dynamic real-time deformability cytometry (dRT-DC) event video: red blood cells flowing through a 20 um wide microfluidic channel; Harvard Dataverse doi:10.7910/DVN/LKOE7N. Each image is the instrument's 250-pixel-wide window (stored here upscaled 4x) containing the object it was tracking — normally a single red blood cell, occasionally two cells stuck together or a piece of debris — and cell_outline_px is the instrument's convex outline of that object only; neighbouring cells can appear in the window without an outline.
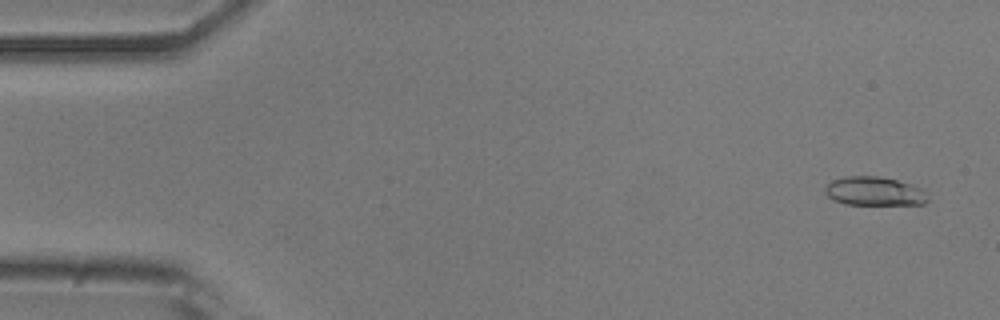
{"species": "common noctule bat (a hibernating species)", "species_latin": "Nyctalus noctula", "temperature_condition": "room temperature", "stored_images_in_passage": 47, "camera_frame_rate_fps": 3000, "um_per_image_px": 0.085, "animal": {"sex": "male", "body_mass_g": 20.5, "forearm_length_mm": 52.5}, "frame": {"image": 1, "passage_image": 3, "time_ms": 0.667, "image_size_px": [1000, 320], "cell_outline_px": [[928, 200], [924, 204], [844, 204], [832, 200], [824, 192], [828, 184], [832, 180], [844, 176], [880, 176], [896, 180], [920, 188]], "centroid_in_image_um": [74.25, 16.25], "position_along_channel_um": 10.8, "area_um2": 16.99}}
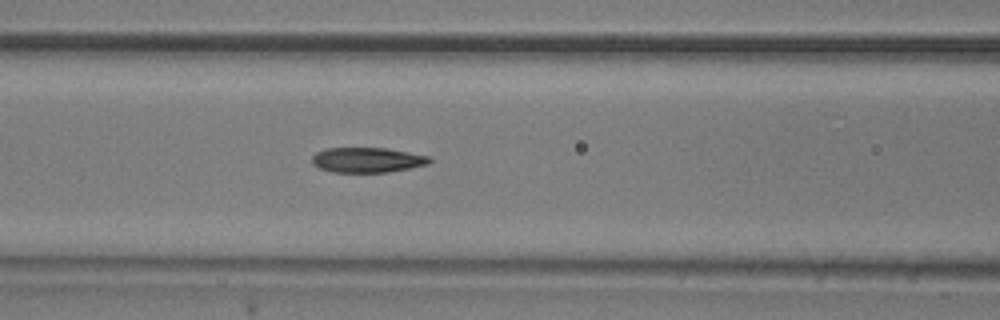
{"frame": {"image": 2, "passage_image": 22, "time_ms": 7.0, "image_size_px": [1000, 320], "cell_outline_px": [[432, 160], [428, 164], [388, 172], [332, 172], [320, 168], [312, 164], [312, 156], [316, 152], [328, 148], [388, 148], [428, 156]], "centroid_in_image_um": [31.2, 13.59], "position_along_channel_um": 135.4, "area_um2": 17.05}}
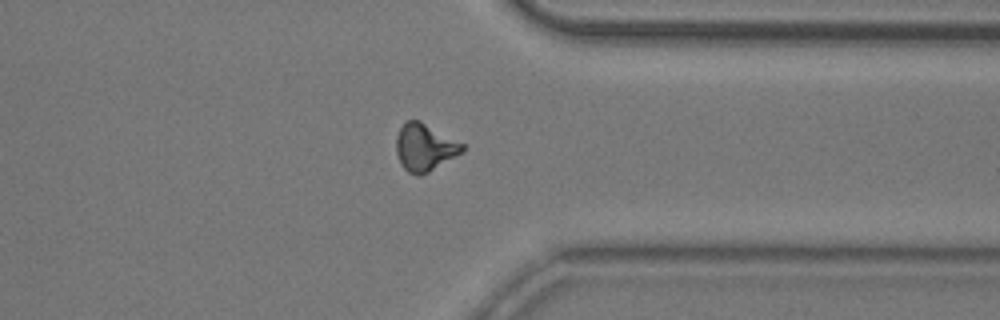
{"frame": {"image": 3, "passage_image": 41, "time_ms": 13.333, "image_size_px": [1000, 320], "cell_outline_px": [[464, 152], [428, 172], [420, 176], [416, 176], [408, 172], [400, 164], [396, 152], [396, 136], [400, 128], [408, 120], [420, 120], [464, 144]], "centroid_in_image_um": [36.09, 12.54], "position_along_channel_um": 375.3, "area_um2": 18.26}}